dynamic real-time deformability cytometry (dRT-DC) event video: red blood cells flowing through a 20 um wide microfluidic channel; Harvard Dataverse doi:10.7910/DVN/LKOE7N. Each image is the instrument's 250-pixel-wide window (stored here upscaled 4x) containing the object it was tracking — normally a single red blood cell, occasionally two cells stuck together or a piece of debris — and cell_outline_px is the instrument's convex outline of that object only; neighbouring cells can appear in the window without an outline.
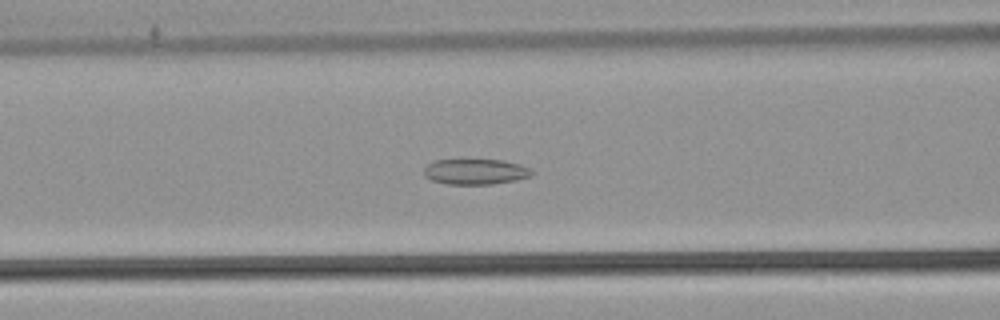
{"species": "common noctule bat (a hibernating species)", "species_latin": "Nyctalus noctula", "temperature_condition": "warm", "stored_images_in_passage": 40, "segment_of_instrument_passage": [1, 2], "camera_frame_rate_fps": 3000, "um_per_image_px": 0.085, "animal": {"sex": "male", "body_mass_g": 21.5, "forearm_length_mm": 52.0}, "frame": {"image": 1, "passage_image": 16, "time_ms": 5.0, "image_size_px": [1000, 320], "cell_outline_px": [[532, 172], [528, 176], [516, 180], [492, 184], [448, 184], [432, 180], [424, 176], [424, 168], [428, 164], [436, 160], [500, 160], [520, 164], [528, 168]], "centroid_in_image_um": [40.37, 14.59], "position_along_channel_um": 126.2, "area_um2": 15.78}}
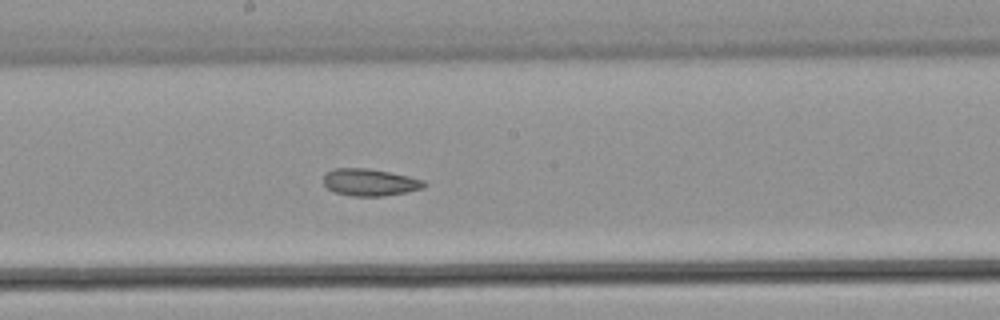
{"frame": {"image": 2, "passage_image": 23, "time_ms": 7.333, "image_size_px": [1000, 320], "cell_outline_px": [[428, 184], [424, 188], [384, 196], [352, 196], [336, 192], [328, 188], [324, 184], [324, 176], [328, 172], [336, 168], [368, 168], [408, 176], [424, 180]], "centroid_in_image_um": [31.47, 15.49], "position_along_channel_um": 216.7, "area_um2": 15.72}}
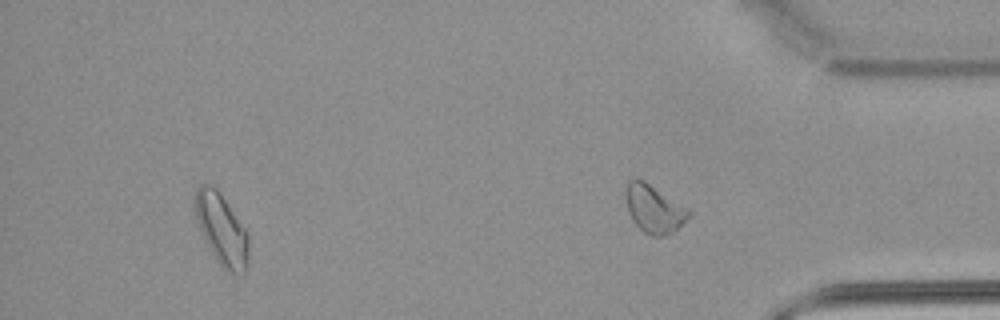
{"frame": {"image": 3, "passage_image": 36, "time_ms": 11.667, "image_size_px": [1000, 320], "cell_outline_px": [[248, 264], [244, 276], [236, 276], [228, 272], [216, 260], [200, 228], [196, 216], [192, 200], [196, 188], [200, 184], [212, 184], [220, 192], [244, 228], [248, 236]], "centroid_in_image_um": [18.83, 19.5], "position_along_channel_um": 416.4, "area_um2": 22.37}}